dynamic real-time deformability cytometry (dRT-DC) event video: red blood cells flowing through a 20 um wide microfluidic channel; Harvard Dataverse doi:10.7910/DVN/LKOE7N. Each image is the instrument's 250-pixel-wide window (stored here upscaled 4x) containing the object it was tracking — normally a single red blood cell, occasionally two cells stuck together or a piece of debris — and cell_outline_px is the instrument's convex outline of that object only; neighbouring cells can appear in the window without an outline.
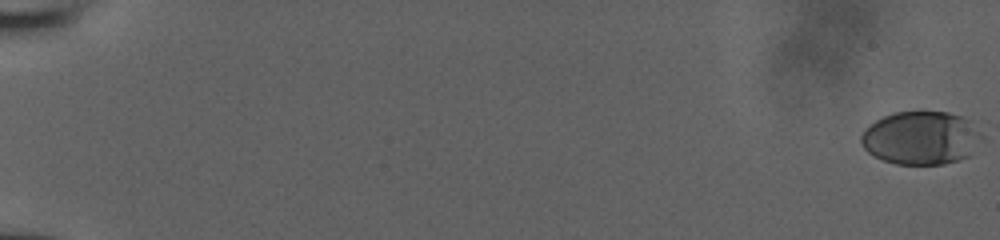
{"species": "human", "species_latin": "Homo sapiens", "temperature_condition": "room temperature", "stored_images_in_passage": 54, "camera_frame_rate_fps": 3000, "um_per_image_px": 0.085, "donor": {"sex": "male"}, "frame": {"image": 1, "passage_image": 1, "time_ms": 0.0, "image_size_px": [1000, 240], "cell_outline_px": [[968, 156], [944, 164], [896, 164], [884, 160], [868, 152], [864, 148], [860, 140], [860, 136], [864, 128], [876, 120], [892, 112], [948, 112], [960, 116], [968, 120]], "centroid_in_image_um": [77.99, 11.72], "position_along_channel_um": 7.0, "area_um2": 35.2}}
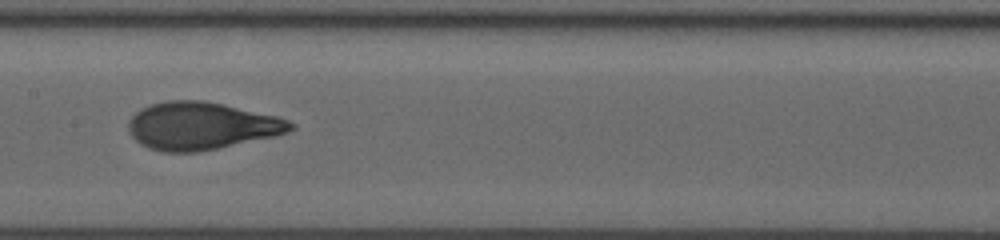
{"frame": {"image": 2, "passage_image": 31, "time_ms": 10.0, "image_size_px": [1000, 240], "cell_outline_px": [[296, 128], [288, 132], [276, 136], [220, 148], [196, 152], [164, 152], [148, 148], [140, 144], [128, 132], [128, 120], [140, 108], [152, 104], [168, 100], [204, 100], [224, 104], [276, 116], [288, 120], [296, 124]], "centroid_in_image_um": [17.12, 10.7], "position_along_channel_um": 190.3, "area_um2": 45.26}}
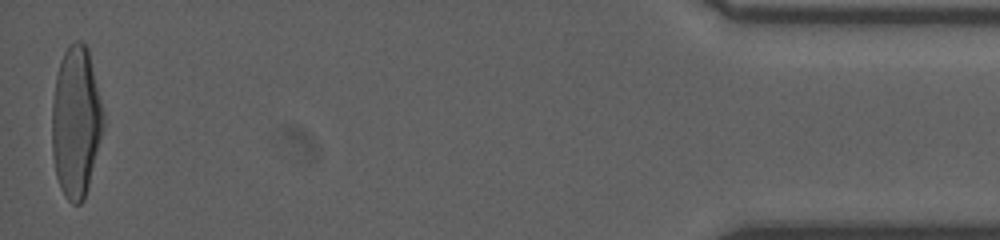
{"frame": {"image": 3, "passage_image": 54, "time_ms": 17.667, "image_size_px": [1000, 240], "cell_outline_px": [[104, 128], [84, 200], [80, 204], [72, 204], [64, 196], [60, 188], [56, 176], [52, 156], [52, 100], [56, 76], [60, 60], [68, 44], [76, 40], [80, 40], [88, 48], [104, 112]], "centroid_in_image_um": [6.45, 10.35], "position_along_channel_um": 428.7, "area_um2": 45.6}}